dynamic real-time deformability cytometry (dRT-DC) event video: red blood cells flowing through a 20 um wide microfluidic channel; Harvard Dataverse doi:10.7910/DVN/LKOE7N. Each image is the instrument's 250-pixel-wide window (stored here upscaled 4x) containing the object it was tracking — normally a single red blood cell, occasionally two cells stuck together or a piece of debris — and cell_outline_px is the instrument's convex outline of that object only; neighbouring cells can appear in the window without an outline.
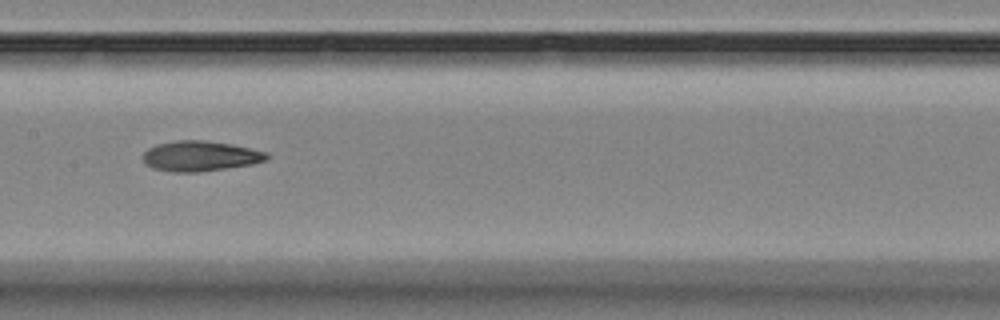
{"species": "Egyptian fruit bat (a non-hibernating species)", "species_latin": "Rousettus aegyptiacus", "temperature_condition": "room temperature", "stored_images_in_passage": 9, "camera_frame_rate_fps": 3000, "um_per_image_px": 0.085, "animal": {"sex": "female"}, "frame": {"image": 1, "passage_image": 8, "time_ms": 8.333, "image_size_px": [1000, 320], "cell_outline_px": [[268, 160], [252, 164], [228, 168], [200, 172], [172, 172], [152, 168], [144, 164], [140, 156], [148, 148], [156, 144], [176, 140], [204, 140], [228, 144], [268, 152]], "centroid_in_image_um": [16.96, 13.27], "position_along_channel_um": 190.4, "area_um2": 22.02}}
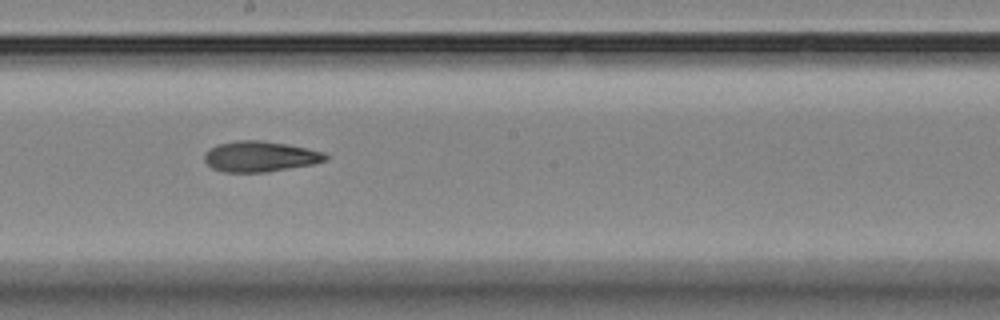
{"frame": {"image": 2, "passage_image": 9, "time_ms": 9.333, "image_size_px": [1000, 320], "cell_outline_px": [[328, 160], [312, 164], [268, 172], [224, 172], [212, 168], [204, 160], [204, 152], [216, 144], [236, 140], [260, 140], [288, 144], [324, 152], [328, 156]], "centroid_in_image_um": [22.09, 13.29], "position_along_channel_um": 226.1, "area_um2": 21.73}}